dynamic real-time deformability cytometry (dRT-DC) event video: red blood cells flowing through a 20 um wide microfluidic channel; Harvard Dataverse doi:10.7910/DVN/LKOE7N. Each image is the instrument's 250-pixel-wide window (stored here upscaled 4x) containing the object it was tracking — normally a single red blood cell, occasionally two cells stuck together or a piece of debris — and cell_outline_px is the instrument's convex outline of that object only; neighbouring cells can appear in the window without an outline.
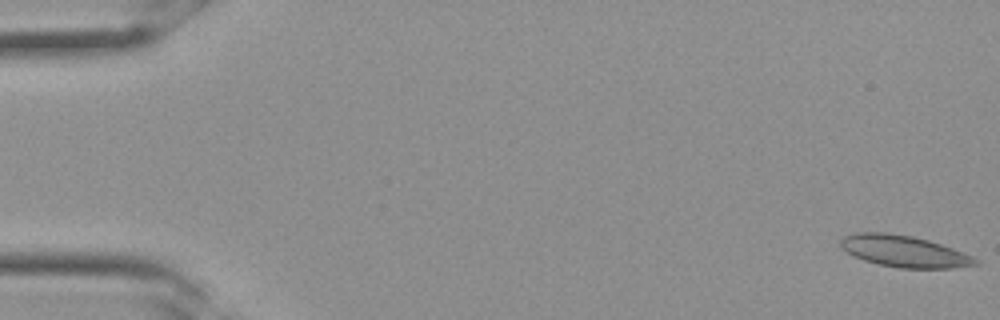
{"species": "Egyptian fruit bat (a non-hibernating species)", "species_latin": "Rousettus aegyptiacus", "temperature_condition": "room temperature", "stored_images_in_passage": 33, "camera_frame_rate_fps": 3000, "um_per_image_px": 0.085, "frame": {"image": 1, "passage_image": 1, "time_ms": 0.0, "image_size_px": [1000, 320], "cell_outline_px": [[980, 264], [952, 268], [900, 268], [880, 264], [864, 260], [852, 256], [840, 244], [840, 240], [844, 236], [856, 232], [884, 232], [912, 236], [928, 240], [964, 252], [980, 260]], "centroid_in_image_um": [76.87, 21.36], "position_along_channel_um": 8.1, "area_um2": 24.74}}
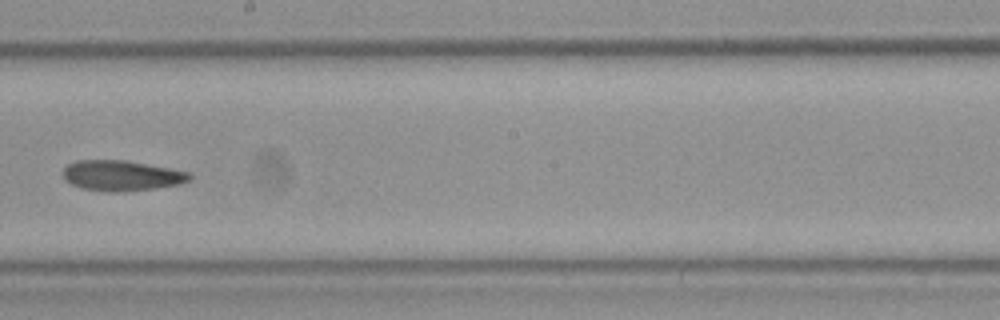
{"frame": {"image": 2, "passage_image": 19, "time_ms": 6.0, "image_size_px": [1000, 320], "cell_outline_px": [[192, 180], [180, 184], [156, 188], [116, 192], [112, 192], [80, 188], [64, 180], [64, 168], [68, 164], [76, 160], [124, 160], [172, 168], [192, 172]], "centroid_in_image_um": [10.38, 14.92], "position_along_channel_um": 237.8, "area_um2": 22.6}}
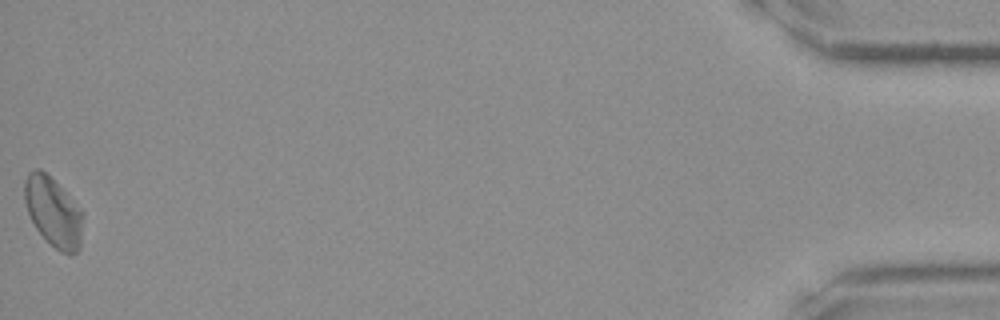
{"frame": {"image": 3, "passage_image": 33, "time_ms": 10.667, "image_size_px": [1000, 320], "cell_outline_px": [[84, 216], [80, 248], [72, 256], [68, 256], [60, 252], [36, 228], [28, 212], [24, 200], [24, 180], [28, 172], [36, 168], [40, 168], [84, 212]], "centroid_in_image_um": [4.55, 18.05], "position_along_channel_um": 430.7, "area_um2": 23.47}}